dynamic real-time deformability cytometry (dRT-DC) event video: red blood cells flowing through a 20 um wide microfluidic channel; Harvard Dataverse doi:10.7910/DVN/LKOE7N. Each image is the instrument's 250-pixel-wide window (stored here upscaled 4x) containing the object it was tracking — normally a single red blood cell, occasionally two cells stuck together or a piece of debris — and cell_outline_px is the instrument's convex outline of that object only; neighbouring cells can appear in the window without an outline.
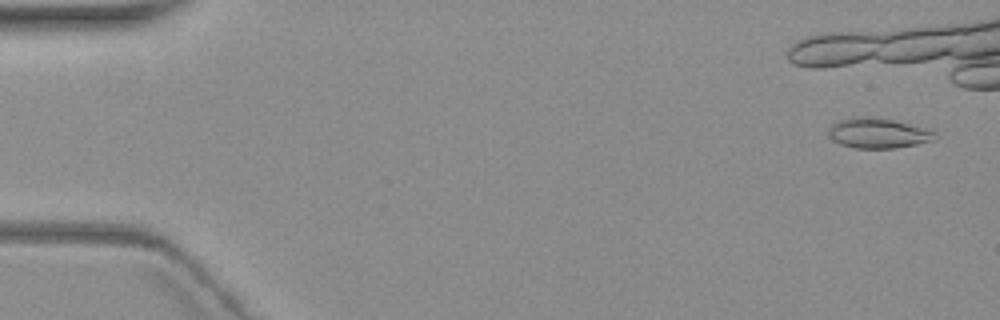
{"species": "common noctule bat (a hibernating species)", "species_latin": "Nyctalus noctula", "temperature_condition": "warm", "stored_images_in_passage": 3, "camera_frame_rate_fps": 3000, "um_per_image_px": 0.085, "animal": {"sex": "female", "body_mass_g": 19.3, "forearm_length_mm": 54.1}, "frame": {"image": 1, "passage_image": 1, "time_ms": 0.0, "image_size_px": [1000, 320], "cell_outline_px": [[936, 140], [896, 148], [856, 148], [840, 144], [832, 140], [828, 136], [828, 128], [836, 120], [852, 116], [876, 116], [908, 124], [936, 132]], "centroid_in_image_um": [74.57, 11.3], "position_along_channel_um": 10.4, "area_um2": 18.9}}